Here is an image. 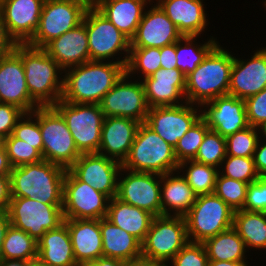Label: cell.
<instances>
[{
	"mask_svg": "<svg viewBox=\"0 0 266 266\" xmlns=\"http://www.w3.org/2000/svg\"><path fill=\"white\" fill-rule=\"evenodd\" d=\"M125 72L123 64L110 61H87L66 69L61 100L99 104Z\"/></svg>",
	"mask_w": 266,
	"mask_h": 266,
	"instance_id": "obj_1",
	"label": "cell"
},
{
	"mask_svg": "<svg viewBox=\"0 0 266 266\" xmlns=\"http://www.w3.org/2000/svg\"><path fill=\"white\" fill-rule=\"evenodd\" d=\"M12 166L9 163L5 146H0V176H9Z\"/></svg>",
	"mask_w": 266,
	"mask_h": 266,
	"instance_id": "obj_55",
	"label": "cell"
},
{
	"mask_svg": "<svg viewBox=\"0 0 266 266\" xmlns=\"http://www.w3.org/2000/svg\"><path fill=\"white\" fill-rule=\"evenodd\" d=\"M169 266H209L203 243L189 241L169 262Z\"/></svg>",
	"mask_w": 266,
	"mask_h": 266,
	"instance_id": "obj_46",
	"label": "cell"
},
{
	"mask_svg": "<svg viewBox=\"0 0 266 266\" xmlns=\"http://www.w3.org/2000/svg\"><path fill=\"white\" fill-rule=\"evenodd\" d=\"M65 120L81 154L98 153L104 114L99 104L59 100L53 106Z\"/></svg>",
	"mask_w": 266,
	"mask_h": 266,
	"instance_id": "obj_8",
	"label": "cell"
},
{
	"mask_svg": "<svg viewBox=\"0 0 266 266\" xmlns=\"http://www.w3.org/2000/svg\"><path fill=\"white\" fill-rule=\"evenodd\" d=\"M10 224L11 223L9 221V216H8L7 211L3 210L0 213V252L2 249V244L5 238L6 231L9 228Z\"/></svg>",
	"mask_w": 266,
	"mask_h": 266,
	"instance_id": "obj_57",
	"label": "cell"
},
{
	"mask_svg": "<svg viewBox=\"0 0 266 266\" xmlns=\"http://www.w3.org/2000/svg\"><path fill=\"white\" fill-rule=\"evenodd\" d=\"M45 0H0V12L9 36L27 44L39 27Z\"/></svg>",
	"mask_w": 266,
	"mask_h": 266,
	"instance_id": "obj_20",
	"label": "cell"
},
{
	"mask_svg": "<svg viewBox=\"0 0 266 266\" xmlns=\"http://www.w3.org/2000/svg\"><path fill=\"white\" fill-rule=\"evenodd\" d=\"M154 217L153 214L146 210L132 206L131 204L113 197L109 201L105 218L114 225L130 233L142 243L150 229Z\"/></svg>",
	"mask_w": 266,
	"mask_h": 266,
	"instance_id": "obj_31",
	"label": "cell"
},
{
	"mask_svg": "<svg viewBox=\"0 0 266 266\" xmlns=\"http://www.w3.org/2000/svg\"><path fill=\"white\" fill-rule=\"evenodd\" d=\"M260 139L258 128L248 126L225 137L226 156L253 158Z\"/></svg>",
	"mask_w": 266,
	"mask_h": 266,
	"instance_id": "obj_40",
	"label": "cell"
},
{
	"mask_svg": "<svg viewBox=\"0 0 266 266\" xmlns=\"http://www.w3.org/2000/svg\"><path fill=\"white\" fill-rule=\"evenodd\" d=\"M249 262L209 260V266H251Z\"/></svg>",
	"mask_w": 266,
	"mask_h": 266,
	"instance_id": "obj_58",
	"label": "cell"
},
{
	"mask_svg": "<svg viewBox=\"0 0 266 266\" xmlns=\"http://www.w3.org/2000/svg\"><path fill=\"white\" fill-rule=\"evenodd\" d=\"M189 242L182 216H156L142 242V256L170 262Z\"/></svg>",
	"mask_w": 266,
	"mask_h": 266,
	"instance_id": "obj_12",
	"label": "cell"
},
{
	"mask_svg": "<svg viewBox=\"0 0 266 266\" xmlns=\"http://www.w3.org/2000/svg\"><path fill=\"white\" fill-rule=\"evenodd\" d=\"M254 163L260 177H266V141L259 139L255 153Z\"/></svg>",
	"mask_w": 266,
	"mask_h": 266,
	"instance_id": "obj_50",
	"label": "cell"
},
{
	"mask_svg": "<svg viewBox=\"0 0 266 266\" xmlns=\"http://www.w3.org/2000/svg\"><path fill=\"white\" fill-rule=\"evenodd\" d=\"M75 1H94V0H75Z\"/></svg>",
	"mask_w": 266,
	"mask_h": 266,
	"instance_id": "obj_64",
	"label": "cell"
},
{
	"mask_svg": "<svg viewBox=\"0 0 266 266\" xmlns=\"http://www.w3.org/2000/svg\"><path fill=\"white\" fill-rule=\"evenodd\" d=\"M202 117L201 106L184 103L149 108L145 124L173 148L178 140Z\"/></svg>",
	"mask_w": 266,
	"mask_h": 266,
	"instance_id": "obj_16",
	"label": "cell"
},
{
	"mask_svg": "<svg viewBox=\"0 0 266 266\" xmlns=\"http://www.w3.org/2000/svg\"><path fill=\"white\" fill-rule=\"evenodd\" d=\"M16 45V42L7 32L6 25L0 12V57L12 52Z\"/></svg>",
	"mask_w": 266,
	"mask_h": 266,
	"instance_id": "obj_51",
	"label": "cell"
},
{
	"mask_svg": "<svg viewBox=\"0 0 266 266\" xmlns=\"http://www.w3.org/2000/svg\"><path fill=\"white\" fill-rule=\"evenodd\" d=\"M116 198L146 210L155 217L161 216V175L122 168Z\"/></svg>",
	"mask_w": 266,
	"mask_h": 266,
	"instance_id": "obj_15",
	"label": "cell"
},
{
	"mask_svg": "<svg viewBox=\"0 0 266 266\" xmlns=\"http://www.w3.org/2000/svg\"><path fill=\"white\" fill-rule=\"evenodd\" d=\"M247 189L248 183L222 176L218 172L214 193L234 211L243 210Z\"/></svg>",
	"mask_w": 266,
	"mask_h": 266,
	"instance_id": "obj_42",
	"label": "cell"
},
{
	"mask_svg": "<svg viewBox=\"0 0 266 266\" xmlns=\"http://www.w3.org/2000/svg\"><path fill=\"white\" fill-rule=\"evenodd\" d=\"M225 47L219 42L186 77V102L202 106L212 99L228 95L234 52Z\"/></svg>",
	"mask_w": 266,
	"mask_h": 266,
	"instance_id": "obj_2",
	"label": "cell"
},
{
	"mask_svg": "<svg viewBox=\"0 0 266 266\" xmlns=\"http://www.w3.org/2000/svg\"><path fill=\"white\" fill-rule=\"evenodd\" d=\"M178 171L197 196L214 193L218 168L187 160L179 164Z\"/></svg>",
	"mask_w": 266,
	"mask_h": 266,
	"instance_id": "obj_37",
	"label": "cell"
},
{
	"mask_svg": "<svg viewBox=\"0 0 266 266\" xmlns=\"http://www.w3.org/2000/svg\"><path fill=\"white\" fill-rule=\"evenodd\" d=\"M183 35L161 7L152 0L146 7L130 48H162L180 40Z\"/></svg>",
	"mask_w": 266,
	"mask_h": 266,
	"instance_id": "obj_19",
	"label": "cell"
},
{
	"mask_svg": "<svg viewBox=\"0 0 266 266\" xmlns=\"http://www.w3.org/2000/svg\"><path fill=\"white\" fill-rule=\"evenodd\" d=\"M66 170L46 160L12 168L9 175L11 198L38 199L44 204L62 207Z\"/></svg>",
	"mask_w": 266,
	"mask_h": 266,
	"instance_id": "obj_4",
	"label": "cell"
},
{
	"mask_svg": "<svg viewBox=\"0 0 266 266\" xmlns=\"http://www.w3.org/2000/svg\"><path fill=\"white\" fill-rule=\"evenodd\" d=\"M178 166L174 148L145 123H141L122 168L164 175L177 171Z\"/></svg>",
	"mask_w": 266,
	"mask_h": 266,
	"instance_id": "obj_5",
	"label": "cell"
},
{
	"mask_svg": "<svg viewBox=\"0 0 266 266\" xmlns=\"http://www.w3.org/2000/svg\"><path fill=\"white\" fill-rule=\"evenodd\" d=\"M233 228L252 251L266 253V212L238 210L234 212Z\"/></svg>",
	"mask_w": 266,
	"mask_h": 266,
	"instance_id": "obj_34",
	"label": "cell"
},
{
	"mask_svg": "<svg viewBox=\"0 0 266 266\" xmlns=\"http://www.w3.org/2000/svg\"><path fill=\"white\" fill-rule=\"evenodd\" d=\"M152 0H94L93 5L104 14L129 40Z\"/></svg>",
	"mask_w": 266,
	"mask_h": 266,
	"instance_id": "obj_29",
	"label": "cell"
},
{
	"mask_svg": "<svg viewBox=\"0 0 266 266\" xmlns=\"http://www.w3.org/2000/svg\"><path fill=\"white\" fill-rule=\"evenodd\" d=\"M244 101L249 125L258 128L266 122V88Z\"/></svg>",
	"mask_w": 266,
	"mask_h": 266,
	"instance_id": "obj_47",
	"label": "cell"
},
{
	"mask_svg": "<svg viewBox=\"0 0 266 266\" xmlns=\"http://www.w3.org/2000/svg\"><path fill=\"white\" fill-rule=\"evenodd\" d=\"M39 126L43 160L69 169L81 153L62 115L53 106L39 107Z\"/></svg>",
	"mask_w": 266,
	"mask_h": 266,
	"instance_id": "obj_10",
	"label": "cell"
},
{
	"mask_svg": "<svg viewBox=\"0 0 266 266\" xmlns=\"http://www.w3.org/2000/svg\"><path fill=\"white\" fill-rule=\"evenodd\" d=\"M160 65L161 68L175 69L176 65V42L160 48Z\"/></svg>",
	"mask_w": 266,
	"mask_h": 266,
	"instance_id": "obj_52",
	"label": "cell"
},
{
	"mask_svg": "<svg viewBox=\"0 0 266 266\" xmlns=\"http://www.w3.org/2000/svg\"><path fill=\"white\" fill-rule=\"evenodd\" d=\"M24 113L23 110L14 105L0 103V134L5 138L9 137Z\"/></svg>",
	"mask_w": 266,
	"mask_h": 266,
	"instance_id": "obj_49",
	"label": "cell"
},
{
	"mask_svg": "<svg viewBox=\"0 0 266 266\" xmlns=\"http://www.w3.org/2000/svg\"><path fill=\"white\" fill-rule=\"evenodd\" d=\"M210 130L206 121L201 117L184 135L178 140L174 153L178 163L193 160L202 144L206 133Z\"/></svg>",
	"mask_w": 266,
	"mask_h": 266,
	"instance_id": "obj_39",
	"label": "cell"
},
{
	"mask_svg": "<svg viewBox=\"0 0 266 266\" xmlns=\"http://www.w3.org/2000/svg\"><path fill=\"white\" fill-rule=\"evenodd\" d=\"M4 146L12 168L43 160L42 154L33 145L15 138L12 134L5 138Z\"/></svg>",
	"mask_w": 266,
	"mask_h": 266,
	"instance_id": "obj_45",
	"label": "cell"
},
{
	"mask_svg": "<svg viewBox=\"0 0 266 266\" xmlns=\"http://www.w3.org/2000/svg\"><path fill=\"white\" fill-rule=\"evenodd\" d=\"M226 155L225 137L213 130H209L193 160L219 169Z\"/></svg>",
	"mask_w": 266,
	"mask_h": 266,
	"instance_id": "obj_41",
	"label": "cell"
},
{
	"mask_svg": "<svg viewBox=\"0 0 266 266\" xmlns=\"http://www.w3.org/2000/svg\"><path fill=\"white\" fill-rule=\"evenodd\" d=\"M0 103L14 105L25 113L39 107L31 99L22 59L14 50L0 57Z\"/></svg>",
	"mask_w": 266,
	"mask_h": 266,
	"instance_id": "obj_21",
	"label": "cell"
},
{
	"mask_svg": "<svg viewBox=\"0 0 266 266\" xmlns=\"http://www.w3.org/2000/svg\"><path fill=\"white\" fill-rule=\"evenodd\" d=\"M12 135L33 145L43 157V141L39 126V107L29 113H24L12 131Z\"/></svg>",
	"mask_w": 266,
	"mask_h": 266,
	"instance_id": "obj_44",
	"label": "cell"
},
{
	"mask_svg": "<svg viewBox=\"0 0 266 266\" xmlns=\"http://www.w3.org/2000/svg\"><path fill=\"white\" fill-rule=\"evenodd\" d=\"M4 142H5V137L0 134V146H4Z\"/></svg>",
	"mask_w": 266,
	"mask_h": 266,
	"instance_id": "obj_62",
	"label": "cell"
},
{
	"mask_svg": "<svg viewBox=\"0 0 266 266\" xmlns=\"http://www.w3.org/2000/svg\"><path fill=\"white\" fill-rule=\"evenodd\" d=\"M203 245L209 260L248 262V256H252L233 227L206 239Z\"/></svg>",
	"mask_w": 266,
	"mask_h": 266,
	"instance_id": "obj_33",
	"label": "cell"
},
{
	"mask_svg": "<svg viewBox=\"0 0 266 266\" xmlns=\"http://www.w3.org/2000/svg\"><path fill=\"white\" fill-rule=\"evenodd\" d=\"M82 266H130V262L115 258L100 257L93 261L86 262Z\"/></svg>",
	"mask_w": 266,
	"mask_h": 266,
	"instance_id": "obj_54",
	"label": "cell"
},
{
	"mask_svg": "<svg viewBox=\"0 0 266 266\" xmlns=\"http://www.w3.org/2000/svg\"><path fill=\"white\" fill-rule=\"evenodd\" d=\"M202 118L210 130L223 137L249 126L245 101L230 95L217 97L201 106Z\"/></svg>",
	"mask_w": 266,
	"mask_h": 266,
	"instance_id": "obj_22",
	"label": "cell"
},
{
	"mask_svg": "<svg viewBox=\"0 0 266 266\" xmlns=\"http://www.w3.org/2000/svg\"><path fill=\"white\" fill-rule=\"evenodd\" d=\"M37 258L51 266H79L74 258L70 233L64 222L47 231L38 241Z\"/></svg>",
	"mask_w": 266,
	"mask_h": 266,
	"instance_id": "obj_30",
	"label": "cell"
},
{
	"mask_svg": "<svg viewBox=\"0 0 266 266\" xmlns=\"http://www.w3.org/2000/svg\"><path fill=\"white\" fill-rule=\"evenodd\" d=\"M154 1L161 7L183 36L206 35L207 27L211 23L206 12L207 4L204 0Z\"/></svg>",
	"mask_w": 266,
	"mask_h": 266,
	"instance_id": "obj_24",
	"label": "cell"
},
{
	"mask_svg": "<svg viewBox=\"0 0 266 266\" xmlns=\"http://www.w3.org/2000/svg\"><path fill=\"white\" fill-rule=\"evenodd\" d=\"M29 266H51V265L45 264L41 262L38 258H36L29 262Z\"/></svg>",
	"mask_w": 266,
	"mask_h": 266,
	"instance_id": "obj_61",
	"label": "cell"
},
{
	"mask_svg": "<svg viewBox=\"0 0 266 266\" xmlns=\"http://www.w3.org/2000/svg\"><path fill=\"white\" fill-rule=\"evenodd\" d=\"M261 4H262L263 8L265 9L264 11L266 12V0H262Z\"/></svg>",
	"mask_w": 266,
	"mask_h": 266,
	"instance_id": "obj_63",
	"label": "cell"
},
{
	"mask_svg": "<svg viewBox=\"0 0 266 266\" xmlns=\"http://www.w3.org/2000/svg\"><path fill=\"white\" fill-rule=\"evenodd\" d=\"M130 266H169L168 262L156 259H149L143 256L135 259L130 263Z\"/></svg>",
	"mask_w": 266,
	"mask_h": 266,
	"instance_id": "obj_56",
	"label": "cell"
},
{
	"mask_svg": "<svg viewBox=\"0 0 266 266\" xmlns=\"http://www.w3.org/2000/svg\"><path fill=\"white\" fill-rule=\"evenodd\" d=\"M90 61H110L127 65L130 40L94 5L85 12Z\"/></svg>",
	"mask_w": 266,
	"mask_h": 266,
	"instance_id": "obj_6",
	"label": "cell"
},
{
	"mask_svg": "<svg viewBox=\"0 0 266 266\" xmlns=\"http://www.w3.org/2000/svg\"><path fill=\"white\" fill-rule=\"evenodd\" d=\"M14 51L21 57L27 89L39 106H54L62 98L64 71L43 49L17 44Z\"/></svg>",
	"mask_w": 266,
	"mask_h": 266,
	"instance_id": "obj_3",
	"label": "cell"
},
{
	"mask_svg": "<svg viewBox=\"0 0 266 266\" xmlns=\"http://www.w3.org/2000/svg\"><path fill=\"white\" fill-rule=\"evenodd\" d=\"M94 1L45 0L33 38L27 45L43 48L51 40L82 23L85 12Z\"/></svg>",
	"mask_w": 266,
	"mask_h": 266,
	"instance_id": "obj_9",
	"label": "cell"
},
{
	"mask_svg": "<svg viewBox=\"0 0 266 266\" xmlns=\"http://www.w3.org/2000/svg\"><path fill=\"white\" fill-rule=\"evenodd\" d=\"M218 172L222 176L248 184L260 178L255 168L254 158L249 157L226 156Z\"/></svg>",
	"mask_w": 266,
	"mask_h": 266,
	"instance_id": "obj_43",
	"label": "cell"
},
{
	"mask_svg": "<svg viewBox=\"0 0 266 266\" xmlns=\"http://www.w3.org/2000/svg\"><path fill=\"white\" fill-rule=\"evenodd\" d=\"M243 210L266 212V177L248 184Z\"/></svg>",
	"mask_w": 266,
	"mask_h": 266,
	"instance_id": "obj_48",
	"label": "cell"
},
{
	"mask_svg": "<svg viewBox=\"0 0 266 266\" xmlns=\"http://www.w3.org/2000/svg\"><path fill=\"white\" fill-rule=\"evenodd\" d=\"M141 81L149 108L186 103V77L177 68H160Z\"/></svg>",
	"mask_w": 266,
	"mask_h": 266,
	"instance_id": "obj_23",
	"label": "cell"
},
{
	"mask_svg": "<svg viewBox=\"0 0 266 266\" xmlns=\"http://www.w3.org/2000/svg\"><path fill=\"white\" fill-rule=\"evenodd\" d=\"M260 139L266 141V122L258 127Z\"/></svg>",
	"mask_w": 266,
	"mask_h": 266,
	"instance_id": "obj_60",
	"label": "cell"
},
{
	"mask_svg": "<svg viewBox=\"0 0 266 266\" xmlns=\"http://www.w3.org/2000/svg\"><path fill=\"white\" fill-rule=\"evenodd\" d=\"M201 38V41L198 39ZM213 34L207 39L201 36H183L176 42V65L185 77L203 61L206 55L220 42ZM198 40V41H197Z\"/></svg>",
	"mask_w": 266,
	"mask_h": 266,
	"instance_id": "obj_35",
	"label": "cell"
},
{
	"mask_svg": "<svg viewBox=\"0 0 266 266\" xmlns=\"http://www.w3.org/2000/svg\"><path fill=\"white\" fill-rule=\"evenodd\" d=\"M100 230L103 257L120 259L131 263L142 256V243L106 218L100 219Z\"/></svg>",
	"mask_w": 266,
	"mask_h": 266,
	"instance_id": "obj_32",
	"label": "cell"
},
{
	"mask_svg": "<svg viewBox=\"0 0 266 266\" xmlns=\"http://www.w3.org/2000/svg\"><path fill=\"white\" fill-rule=\"evenodd\" d=\"M99 105L104 117H128L140 123L145 122L149 111L142 81L126 72L104 95Z\"/></svg>",
	"mask_w": 266,
	"mask_h": 266,
	"instance_id": "obj_13",
	"label": "cell"
},
{
	"mask_svg": "<svg viewBox=\"0 0 266 266\" xmlns=\"http://www.w3.org/2000/svg\"><path fill=\"white\" fill-rule=\"evenodd\" d=\"M6 211L11 225L25 231L36 241L65 220L62 207L44 204L38 199L11 198Z\"/></svg>",
	"mask_w": 266,
	"mask_h": 266,
	"instance_id": "obj_11",
	"label": "cell"
},
{
	"mask_svg": "<svg viewBox=\"0 0 266 266\" xmlns=\"http://www.w3.org/2000/svg\"><path fill=\"white\" fill-rule=\"evenodd\" d=\"M10 201V177L0 176V207L3 210H7Z\"/></svg>",
	"mask_w": 266,
	"mask_h": 266,
	"instance_id": "obj_53",
	"label": "cell"
},
{
	"mask_svg": "<svg viewBox=\"0 0 266 266\" xmlns=\"http://www.w3.org/2000/svg\"><path fill=\"white\" fill-rule=\"evenodd\" d=\"M70 233L74 258L79 266L103 257L100 220L65 219Z\"/></svg>",
	"mask_w": 266,
	"mask_h": 266,
	"instance_id": "obj_27",
	"label": "cell"
},
{
	"mask_svg": "<svg viewBox=\"0 0 266 266\" xmlns=\"http://www.w3.org/2000/svg\"><path fill=\"white\" fill-rule=\"evenodd\" d=\"M160 62V48H130L125 70L130 77L142 80L159 70Z\"/></svg>",
	"mask_w": 266,
	"mask_h": 266,
	"instance_id": "obj_38",
	"label": "cell"
},
{
	"mask_svg": "<svg viewBox=\"0 0 266 266\" xmlns=\"http://www.w3.org/2000/svg\"><path fill=\"white\" fill-rule=\"evenodd\" d=\"M38 256V244L28 233L10 224L0 252V259L31 261Z\"/></svg>",
	"mask_w": 266,
	"mask_h": 266,
	"instance_id": "obj_36",
	"label": "cell"
},
{
	"mask_svg": "<svg viewBox=\"0 0 266 266\" xmlns=\"http://www.w3.org/2000/svg\"><path fill=\"white\" fill-rule=\"evenodd\" d=\"M30 261L15 259H0V266H29Z\"/></svg>",
	"mask_w": 266,
	"mask_h": 266,
	"instance_id": "obj_59",
	"label": "cell"
},
{
	"mask_svg": "<svg viewBox=\"0 0 266 266\" xmlns=\"http://www.w3.org/2000/svg\"><path fill=\"white\" fill-rule=\"evenodd\" d=\"M196 198L197 195L178 170L161 175V216L184 217Z\"/></svg>",
	"mask_w": 266,
	"mask_h": 266,
	"instance_id": "obj_28",
	"label": "cell"
},
{
	"mask_svg": "<svg viewBox=\"0 0 266 266\" xmlns=\"http://www.w3.org/2000/svg\"><path fill=\"white\" fill-rule=\"evenodd\" d=\"M256 48L247 58L234 54L228 95L245 100L266 88V46Z\"/></svg>",
	"mask_w": 266,
	"mask_h": 266,
	"instance_id": "obj_18",
	"label": "cell"
},
{
	"mask_svg": "<svg viewBox=\"0 0 266 266\" xmlns=\"http://www.w3.org/2000/svg\"><path fill=\"white\" fill-rule=\"evenodd\" d=\"M140 124L128 117H104L98 153L123 163Z\"/></svg>",
	"mask_w": 266,
	"mask_h": 266,
	"instance_id": "obj_25",
	"label": "cell"
},
{
	"mask_svg": "<svg viewBox=\"0 0 266 266\" xmlns=\"http://www.w3.org/2000/svg\"><path fill=\"white\" fill-rule=\"evenodd\" d=\"M43 49L63 71L90 61L85 15L82 23L48 42Z\"/></svg>",
	"mask_w": 266,
	"mask_h": 266,
	"instance_id": "obj_26",
	"label": "cell"
},
{
	"mask_svg": "<svg viewBox=\"0 0 266 266\" xmlns=\"http://www.w3.org/2000/svg\"><path fill=\"white\" fill-rule=\"evenodd\" d=\"M234 212L215 193L197 196L196 202L184 216L188 240L203 243L232 228Z\"/></svg>",
	"mask_w": 266,
	"mask_h": 266,
	"instance_id": "obj_7",
	"label": "cell"
},
{
	"mask_svg": "<svg viewBox=\"0 0 266 266\" xmlns=\"http://www.w3.org/2000/svg\"><path fill=\"white\" fill-rule=\"evenodd\" d=\"M122 163L99 153L81 154L68 169L79 181L87 183L110 199L116 197Z\"/></svg>",
	"mask_w": 266,
	"mask_h": 266,
	"instance_id": "obj_17",
	"label": "cell"
},
{
	"mask_svg": "<svg viewBox=\"0 0 266 266\" xmlns=\"http://www.w3.org/2000/svg\"><path fill=\"white\" fill-rule=\"evenodd\" d=\"M110 198L79 181L68 169L63 182V214L65 219L105 218Z\"/></svg>",
	"mask_w": 266,
	"mask_h": 266,
	"instance_id": "obj_14",
	"label": "cell"
}]
</instances>
